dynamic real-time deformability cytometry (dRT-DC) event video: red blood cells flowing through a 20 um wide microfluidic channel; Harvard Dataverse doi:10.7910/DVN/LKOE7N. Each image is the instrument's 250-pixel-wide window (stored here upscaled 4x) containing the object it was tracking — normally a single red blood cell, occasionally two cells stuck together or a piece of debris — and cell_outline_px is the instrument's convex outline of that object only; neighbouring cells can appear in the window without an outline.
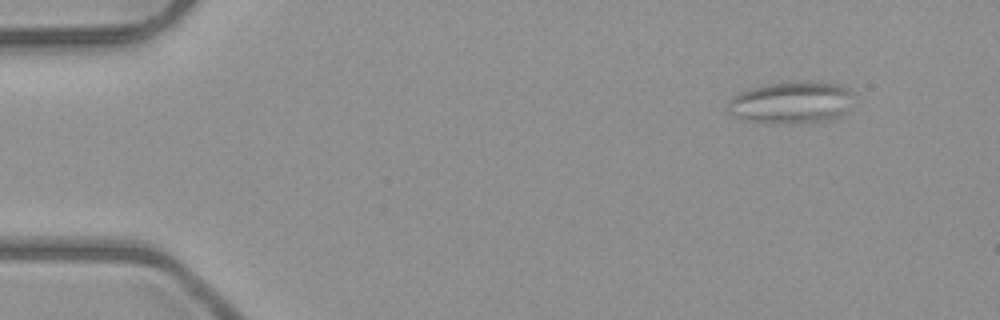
{"species": "common noctule bat (a hibernating species)", "species_latin": "Nyctalus noctula", "temperature_condition": "room temperature", "stored_images_in_passage": 6, "camera_frame_rate_fps": 3000, "um_per_image_px": 0.085, "animal": {"sex": "male", "body_mass_g": 23.1, "forearm_length_mm": 52.7}, "frame": {"image": 1, "passage_image": 6, "time_ms": 6.667, "image_size_px": [1000, 320], "cell_outline_px": [[848, 112], [836, 120], [788, 124], [764, 124], [744, 120], [728, 112], [728, 100], [732, 96], [740, 92], [772, 84], [840, 84], [848, 88]], "centroid_in_image_um": [67.21, 8.81], "position_along_channel_um": 17.8, "area_um2": 30.06}}